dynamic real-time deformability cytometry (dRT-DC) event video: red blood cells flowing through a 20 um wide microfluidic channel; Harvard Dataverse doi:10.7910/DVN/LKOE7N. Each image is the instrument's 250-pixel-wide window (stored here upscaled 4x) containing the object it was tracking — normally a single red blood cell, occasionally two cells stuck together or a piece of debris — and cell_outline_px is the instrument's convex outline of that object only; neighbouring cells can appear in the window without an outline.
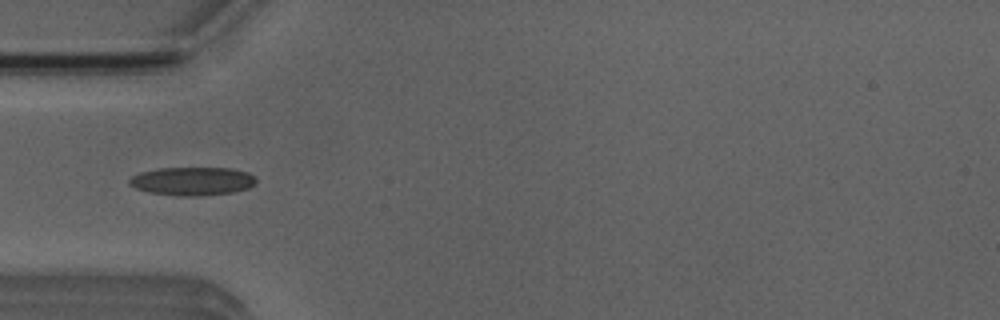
{"species": "Egyptian fruit bat (a non-hibernating species)", "species_latin": "Rousettus aegyptiacus", "temperature_condition": "room temperature", "stored_images_in_passage": 41, "camera_frame_rate_fps": 3000, "um_per_image_px": 0.085, "animal": {"sex": "male"}, "frame": {"image": 1, "passage_image": 5, "time_ms": 1.333, "image_size_px": [1000, 320], "cell_outline_px": [[256, 184], [248, 188], [232, 192], [200, 196], [180, 196], [148, 192], [136, 188], [128, 184], [128, 180], [132, 176], [140, 172], [156, 168], [232, 168], [248, 172], [256, 176]], "centroid_in_image_um": [16.36, 15.39], "position_along_channel_um": 68.6, "area_um2": 21.15}}
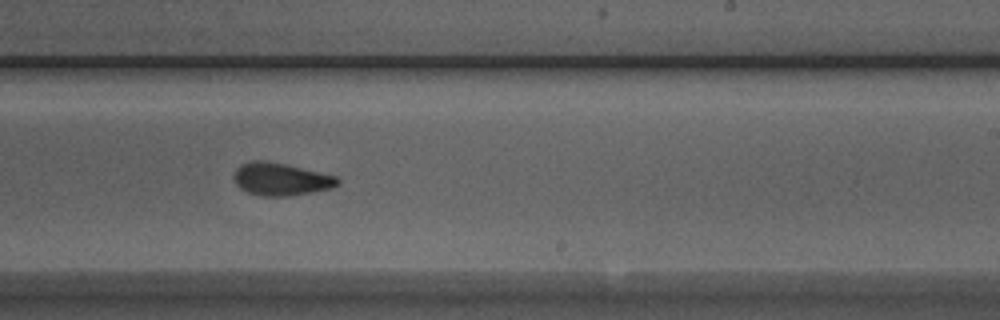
{"frame": {"image": 2, "passage_image": 20, "time_ms": 6.333, "image_size_px": [1000, 320], "cell_outline_px": [[340, 184], [332, 188], [292, 196], [264, 196], [248, 192], [240, 188], [232, 180], [232, 176], [236, 168], [240, 164], [252, 160], [268, 160], [336, 176], [340, 180]], "centroid_in_image_um": [23.84, 15.22], "position_along_channel_um": 265.2, "area_um2": 19.94}}
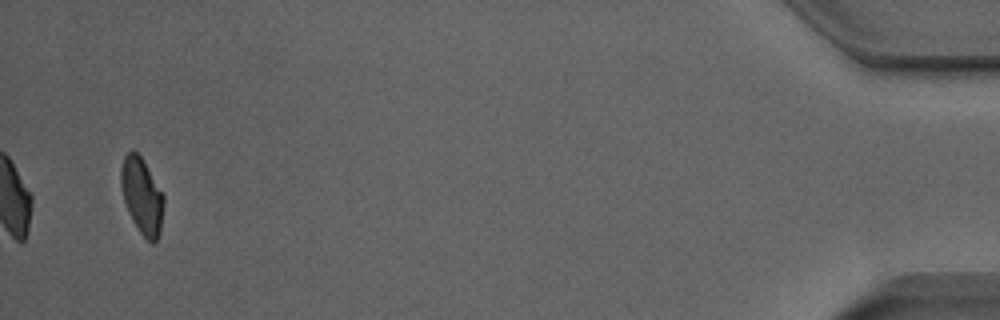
{"frame": {"image": 3, "passage_image": 39, "time_ms": 12.667, "image_size_px": [1000, 320], "cell_outline_px": [[164, 204], [160, 232], [156, 240], [152, 244], [140, 232], [132, 220], [128, 212], [124, 200], [120, 184], [120, 168], [124, 156], [128, 152], [136, 152], [144, 160], [164, 196]], "centroid_in_image_um": [12.06, 16.65], "position_along_channel_um": 423.1, "area_um2": 18.9}, "authors_computed_cell_mechanics": {"area_um2": 19.7676, "velocity_mm_per_s": 3.9235, "shape_relaxation_time_tau1_ms": 5.6377, "shape_relaxation_time_tau2_ms": 1.9944, "deformation_change_tau1": 0.1434, "deformation_change_tau2": 0.0727}}